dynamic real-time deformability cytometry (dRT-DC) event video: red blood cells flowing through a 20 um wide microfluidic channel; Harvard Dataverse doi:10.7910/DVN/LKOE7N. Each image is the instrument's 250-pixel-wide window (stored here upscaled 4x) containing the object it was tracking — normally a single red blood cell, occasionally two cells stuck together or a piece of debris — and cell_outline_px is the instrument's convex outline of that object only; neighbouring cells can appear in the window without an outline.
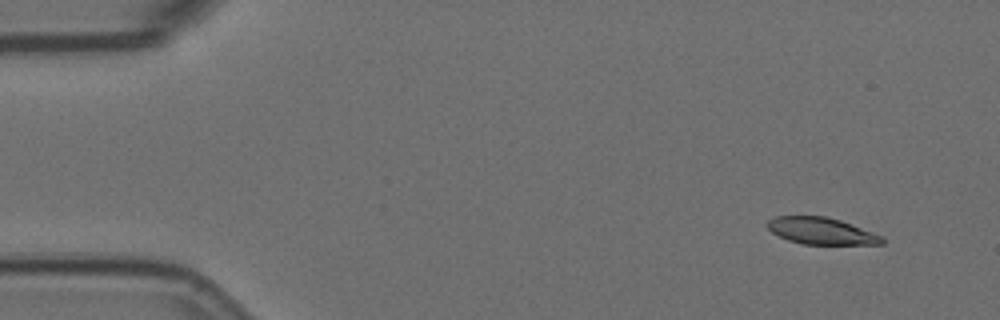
{"species": "Egyptian fruit bat (a non-hibernating species)", "species_latin": "Rousettus aegyptiacus", "temperature_condition": "room temperature", "stored_images_in_passage": 5, "camera_frame_rate_fps": 3000, "um_per_image_px": 0.085, "animal": {"sex": "female"}, "frame": {"image": 1, "passage_image": 1, "time_ms": 0.0, "image_size_px": [1000, 320], "cell_outline_px": [[884, 244], [800, 244], [788, 240], [772, 232], [764, 224], [768, 220], [776, 216], [828, 216], [840, 220], [880, 236], [884, 240]], "centroid_in_image_um": [69.74, 19.62], "position_along_channel_um": 15.3, "area_um2": 17.69}}